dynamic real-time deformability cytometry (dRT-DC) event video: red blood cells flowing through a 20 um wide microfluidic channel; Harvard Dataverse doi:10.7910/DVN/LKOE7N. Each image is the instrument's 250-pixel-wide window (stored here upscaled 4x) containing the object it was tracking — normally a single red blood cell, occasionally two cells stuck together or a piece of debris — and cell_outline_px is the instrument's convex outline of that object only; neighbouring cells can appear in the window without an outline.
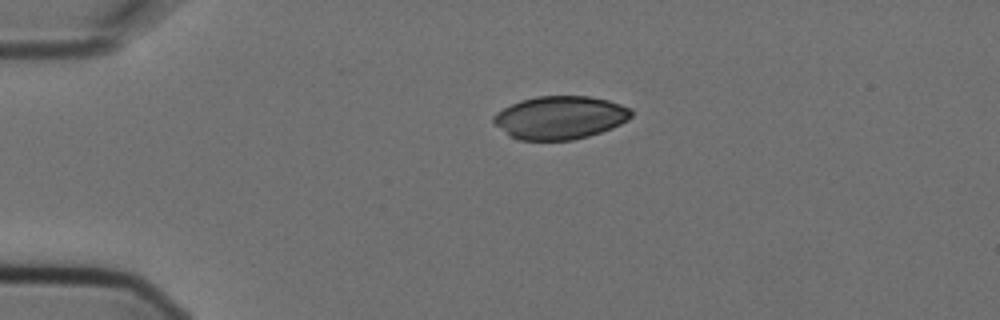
{"species": "Egyptian fruit bat (a non-hibernating species)", "species_latin": "Rousettus aegyptiacus", "temperature_condition": "cold", "stored_images_in_passage": 2, "camera_frame_rate_fps": 3000, "um_per_image_px": 0.085, "animal": {"sex": "female"}, "frame": {"image": 1, "passage_image": 1, "time_ms": 0.0, "image_size_px": [1000, 320], "cell_outline_px": [[632, 116], [628, 120], [612, 128], [588, 136], [572, 140], [520, 140], [508, 136], [492, 120], [492, 116], [496, 112], [520, 100], [536, 96], [588, 96], [608, 100], [632, 108]], "centroid_in_image_um": [47.6, 9.99], "position_along_channel_um": 37.4, "area_um2": 34.68}}